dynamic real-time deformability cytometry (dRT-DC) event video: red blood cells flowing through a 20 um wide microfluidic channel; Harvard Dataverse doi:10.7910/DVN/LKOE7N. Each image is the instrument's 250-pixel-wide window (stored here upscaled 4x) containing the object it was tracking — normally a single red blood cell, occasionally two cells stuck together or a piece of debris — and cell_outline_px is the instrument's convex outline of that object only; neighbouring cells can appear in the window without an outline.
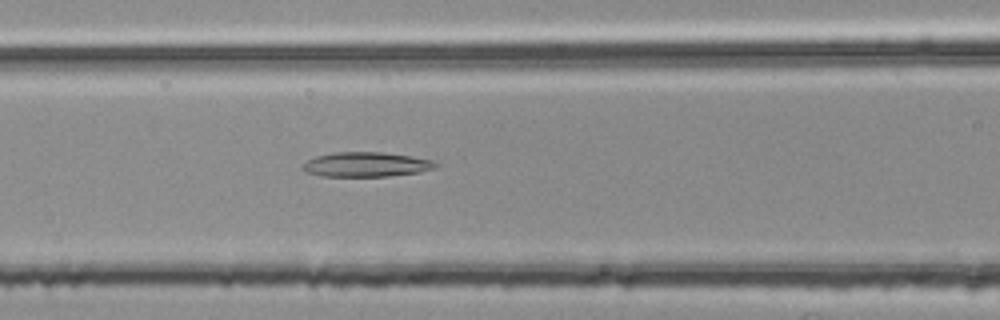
{"species": "common noctule bat (a hibernating species)", "species_latin": "Nyctalus noctula", "temperature_condition": "room temperature", "stored_images_in_passage": 54, "segment_of_instrument_passage": [2, 2], "camera_frame_rate_fps": 3000, "um_per_image_px": 0.085, "animal": {"sex": "female", "body_mass_g": 25.1}, "frame": {"image": 1, "passage_image": 23, "time_ms": 7.333, "image_size_px": [1000, 320], "cell_outline_px": [[440, 164], [436, 168], [420, 172], [388, 176], [324, 176], [308, 172], [300, 168], [308, 160], [316, 156], [332, 152], [384, 152], [412, 156], [432, 160]], "centroid_in_image_um": [31.17, 13.97], "position_along_channel_um": 135.4, "area_um2": 19.13}}
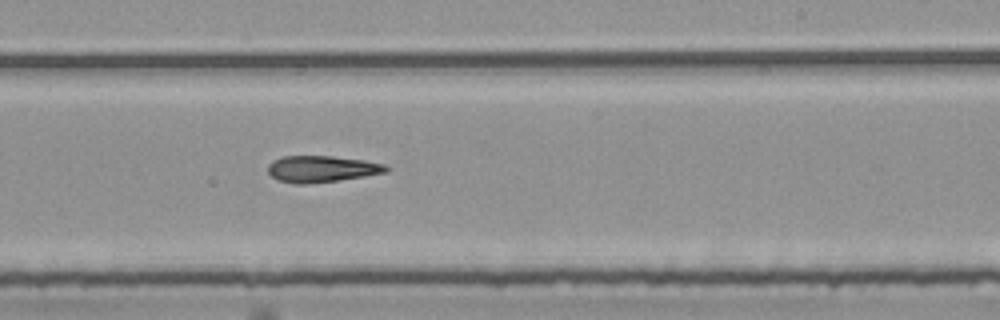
{"frame": {"image": 2, "passage_image": 33, "time_ms": 10.667, "image_size_px": [1000, 320], "cell_outline_px": [[392, 168], [388, 172], [340, 180], [304, 184], [296, 184], [276, 180], [268, 172], [268, 164], [272, 160], [280, 156], [332, 156], [364, 160], [384, 164]], "centroid_in_image_um": [27.34, 14.36], "position_along_channel_um": 261.7, "area_um2": 18.44}}
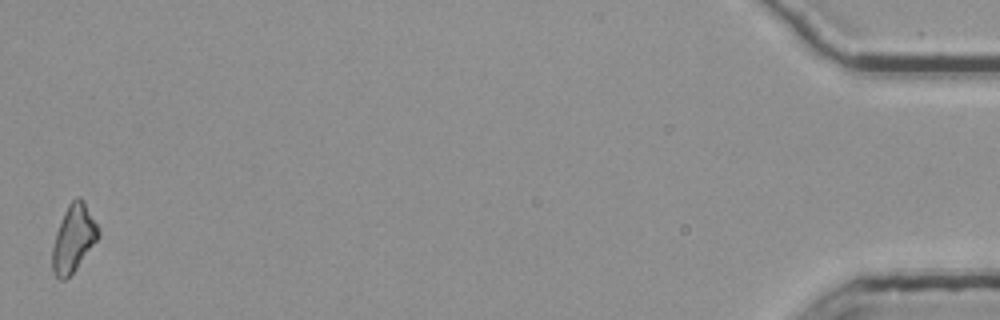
{"frame": {"image": 3, "passage_image": 54, "time_ms": 17.667, "image_size_px": [1000, 320], "cell_outline_px": [[100, 236], [76, 268], [64, 280], [60, 280], [52, 272], [52, 248], [56, 232], [64, 212], [68, 204], [76, 196], [80, 196], [84, 200], [100, 232]], "centroid_in_image_um": [6.24, 20.25], "position_along_channel_um": 429.0, "area_um2": 17.8}}